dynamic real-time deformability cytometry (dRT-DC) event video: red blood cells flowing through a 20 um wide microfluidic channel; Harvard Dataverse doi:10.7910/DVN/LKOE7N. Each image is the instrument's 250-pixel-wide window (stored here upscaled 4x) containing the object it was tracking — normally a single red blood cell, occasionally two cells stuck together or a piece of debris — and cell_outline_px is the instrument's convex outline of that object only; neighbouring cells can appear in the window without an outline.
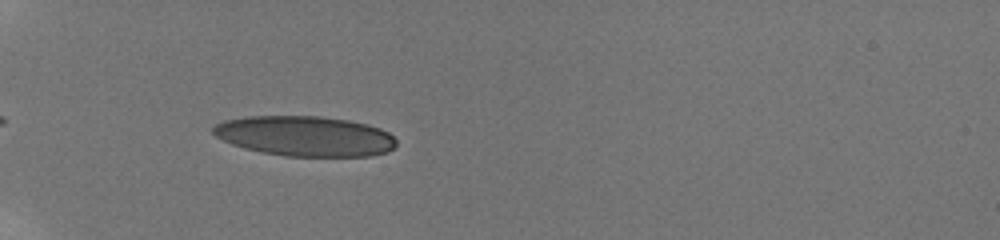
{"species": "human", "species_latin": "Homo sapiens", "temperature_condition": "room temperature", "stored_images_in_passage": 5, "camera_frame_rate_fps": 3000, "um_per_image_px": 0.085, "donor": {"sex": "male"}, "frame": {"image": 1, "passage_image": 1, "time_ms": 0.0, "image_size_px": [1000, 240], "cell_outline_px": [[396, 144], [388, 152], [372, 156], [284, 156], [244, 148], [232, 144], [216, 136], [212, 132], [212, 128], [216, 124], [224, 120], [248, 116], [320, 116], [348, 120], [368, 124], [380, 128], [388, 132], [396, 140]], "centroid_in_image_um": [25.94, 11.56], "position_along_channel_um": 59.1, "area_um2": 42.89}}
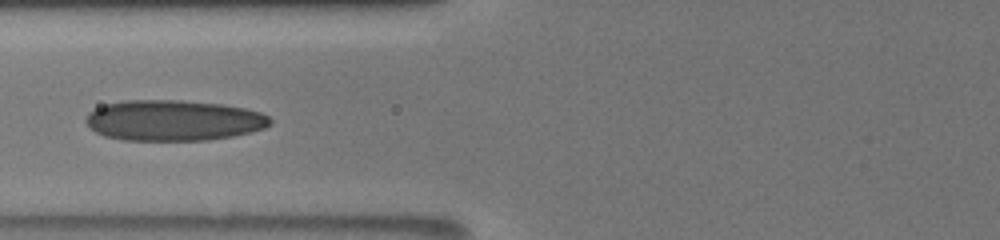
{"frame": {"image": 2, "passage_image": 4, "time_ms": 2.0, "image_size_px": [1000, 240], "cell_outline_px": [[272, 124], [264, 128], [232, 136], [208, 140], [120, 140], [104, 136], [96, 132], [84, 120], [88, 112], [104, 104], [124, 100], [180, 100], [220, 104], [244, 108], [260, 112], [268, 116], [272, 120]], "centroid_in_image_um": [14.72, 10.23], "position_along_channel_um": 111.1, "area_um2": 43.75}}